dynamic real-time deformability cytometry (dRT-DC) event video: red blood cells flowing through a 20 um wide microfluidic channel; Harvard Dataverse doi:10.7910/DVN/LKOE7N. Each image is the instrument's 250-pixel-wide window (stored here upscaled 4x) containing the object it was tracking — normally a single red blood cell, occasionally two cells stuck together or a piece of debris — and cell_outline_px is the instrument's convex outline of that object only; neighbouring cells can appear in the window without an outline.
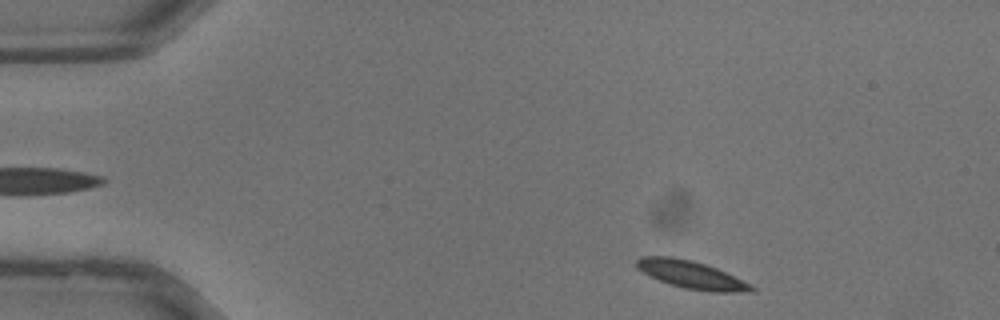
{"species": "common noctule bat (a hibernating species)", "species_latin": "Nyctalus noctula", "temperature_condition": "warm", "stored_images_in_passage": 2, "camera_frame_rate_fps": 3000, "um_per_image_px": 0.085, "animal": {"sex": "male", "body_mass_g": 13.3}, "frame": {"image": 1, "passage_image": 1, "time_ms": 0.0, "image_size_px": [1000, 320], "cell_outline_px": [[756, 288], [752, 292], [712, 292], [684, 288], [660, 280], [636, 268], [636, 260], [640, 256], [672, 256], [692, 260], [716, 268], [752, 284]], "centroid_in_image_um": [58.79, 23.35], "position_along_channel_um": 26.2, "area_um2": 18.44}}